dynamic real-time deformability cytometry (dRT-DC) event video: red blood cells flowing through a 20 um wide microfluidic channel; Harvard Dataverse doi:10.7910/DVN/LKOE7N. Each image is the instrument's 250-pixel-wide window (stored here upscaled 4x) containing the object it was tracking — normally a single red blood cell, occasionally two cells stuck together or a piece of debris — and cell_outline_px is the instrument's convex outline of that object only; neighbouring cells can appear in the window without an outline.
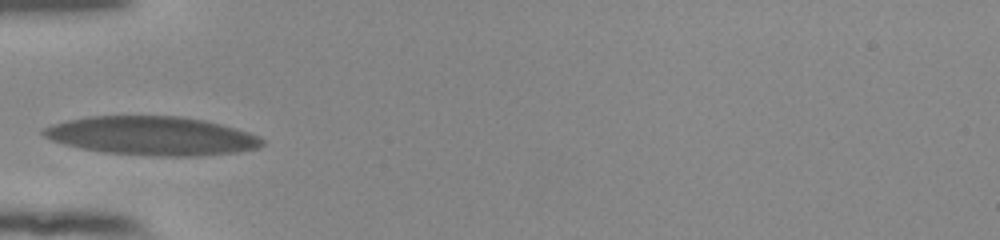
{"species": "human", "species_latin": "Homo sapiens", "temperature_condition": "room temperature", "stored_images_in_passage": 33, "camera_frame_rate_fps": 3000, "um_per_image_px": 0.085, "donor": {"sex": "female"}, "frame": {"image": 1, "passage_image": 1, "time_ms": 0.0, "image_size_px": [1000, 240], "cell_outline_px": [[264, 144], [256, 148], [236, 152], [196, 156], [160, 156], [104, 152], [80, 148], [64, 144], [52, 140], [44, 136], [40, 132], [40, 128], [52, 124], [68, 120], [88, 116], [180, 116], [204, 120], [220, 124], [248, 132], [260, 136], [264, 140]], "centroid_in_image_um": [12.88, 11.54], "position_along_channel_um": 72.1, "area_um2": 49.3}}
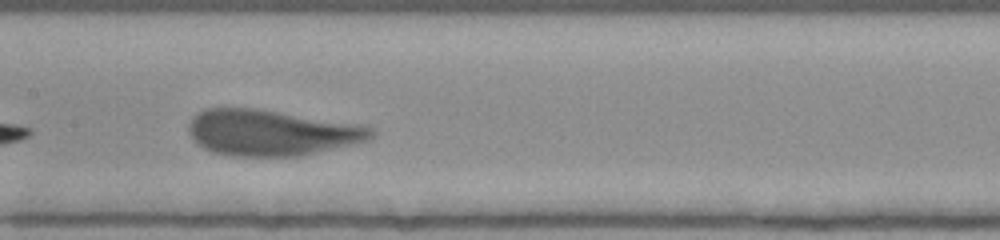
{"frame": {"image": 2, "passage_image": 10, "time_ms": 3.0, "image_size_px": [1000, 240], "cell_outline_px": [[372, 136], [368, 140], [296, 156], [232, 156], [212, 152], [204, 148], [188, 132], [188, 124], [204, 108], [252, 108], [372, 128]], "centroid_in_image_um": [22.93, 11.29], "position_along_channel_um": 184.5, "area_um2": 47.05}}
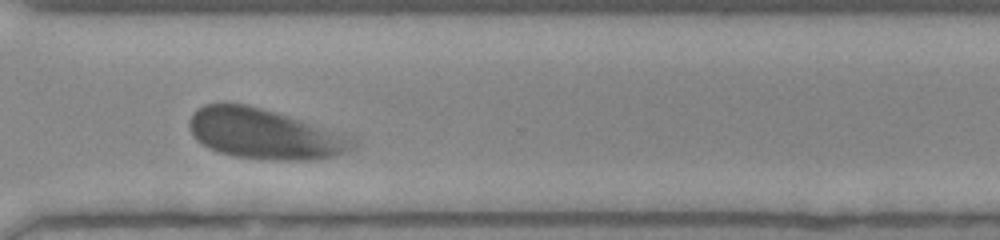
{"frame": {"image": 3, "passage_image": 23, "time_ms": 7.333, "image_size_px": [1000, 240], "cell_outline_px": [[360, 144], [356, 148], [348, 152], [332, 156], [312, 160], [268, 160], [232, 156], [208, 148], [196, 140], [188, 128], [188, 120], [192, 112], [196, 108], [204, 104], [244, 104], [260, 108], [348, 132], [356, 136], [360, 140]], "centroid_in_image_um": [22.59, 11.39], "position_along_channel_um": 348.0, "area_um2": 49.07}, "authors_computed_cell_mechanics": {"area_um2": 48.0318, "velocity_mm_per_s": 3.7695, "shape_relaxation_time_tau1_ms": 2.1321, "shape_relaxation_time_tau2_ms": null, "deformation_change_tau1": 0.1243, "deformation_change_tau2": null}}